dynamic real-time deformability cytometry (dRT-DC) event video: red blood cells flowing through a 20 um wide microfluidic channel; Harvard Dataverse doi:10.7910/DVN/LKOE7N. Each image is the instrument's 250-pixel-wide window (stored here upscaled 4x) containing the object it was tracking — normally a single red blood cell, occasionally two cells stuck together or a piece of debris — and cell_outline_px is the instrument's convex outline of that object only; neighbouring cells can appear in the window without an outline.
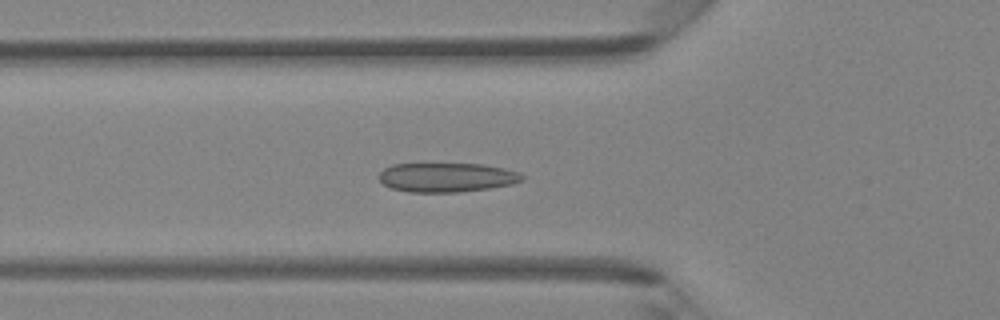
{"species": "Egyptian fruit bat (a non-hibernating species)", "species_latin": "Rousettus aegyptiacus", "temperature_condition": "room temperature", "stored_images_in_passage": 47, "camera_frame_rate_fps": 3000, "um_per_image_px": 0.085, "animal": {"sex": "female"}, "frame": {"image": 1, "passage_image": 17, "time_ms": 5.333, "image_size_px": [1000, 320], "cell_outline_px": [[524, 180], [512, 184], [488, 188], [460, 192], [408, 192], [392, 188], [384, 184], [380, 180], [380, 172], [384, 168], [392, 164], [480, 164], [504, 168], [520, 172], [524, 176]], "centroid_in_image_um": [37.99, 15.08], "position_along_channel_um": 87.8, "area_um2": 24.33}}
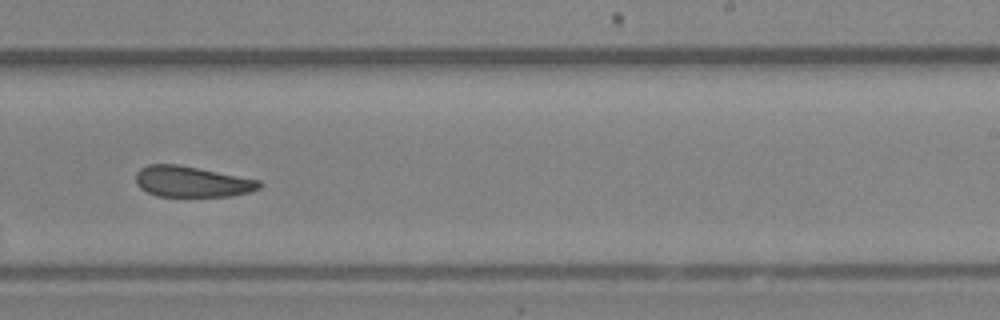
{"frame": {"image": 2, "passage_image": 30, "time_ms": 9.667, "image_size_px": [1000, 320], "cell_outline_px": [[264, 184], [260, 188], [248, 192], [232, 196], [156, 196], [140, 188], [136, 184], [136, 172], [140, 168], [148, 164], [176, 164], [260, 180]], "centroid_in_image_um": [16.3, 15.44], "position_along_channel_um": 272.7, "area_um2": 22.14}}
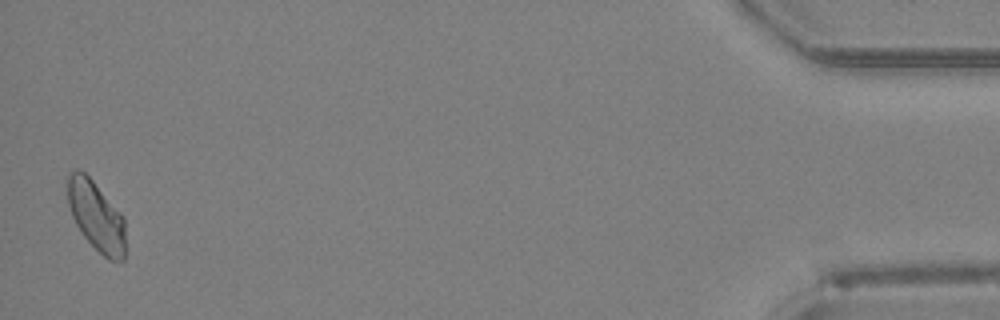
{"frame": {"image": 3, "passage_image": 47, "time_ms": 15.333, "image_size_px": [1000, 320], "cell_outline_px": [[124, 260], [108, 260], [84, 236], [76, 224], [72, 216], [68, 204], [68, 176], [76, 168], [84, 172], [92, 180], [124, 216]], "centroid_in_image_um": [8.18, 18.35], "position_along_channel_um": 427.0, "area_um2": 23.06}, "authors_computed_cell_mechanics": {"area_um2": 23.5246, "velocity_mm_per_s": 4.2788, "shape_relaxation_time_tau1_ms": 6.5337, "shape_relaxation_time_tau2_ms": 4.5316, "deformation_change_tau1": 0.1278, "deformation_change_tau2": 0.1248}}